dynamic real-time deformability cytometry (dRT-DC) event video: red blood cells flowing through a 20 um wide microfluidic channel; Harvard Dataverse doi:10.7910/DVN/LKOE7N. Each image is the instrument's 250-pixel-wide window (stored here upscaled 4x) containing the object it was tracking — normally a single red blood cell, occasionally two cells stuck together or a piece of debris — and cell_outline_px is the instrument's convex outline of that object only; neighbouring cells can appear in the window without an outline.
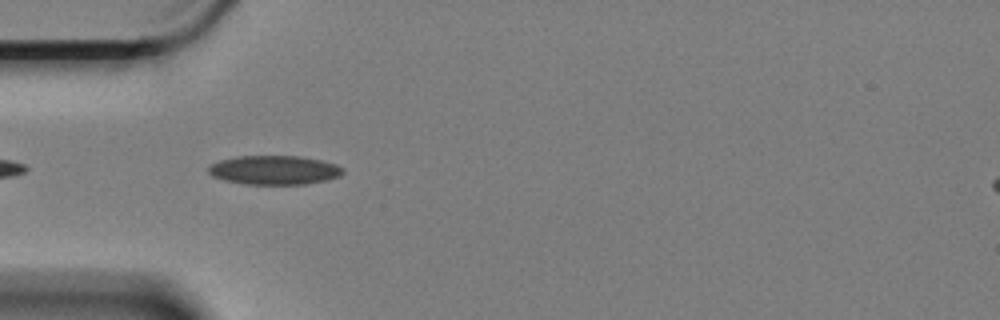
{"species": "Egyptian fruit bat (a non-hibernating species)", "species_latin": "Rousettus aegyptiacus", "temperature_condition": "cold", "stored_images_in_passage": 35, "camera_frame_rate_fps": 3000, "um_per_image_px": 0.085, "animal": {"sex": "female"}, "frame": {"image": 1, "passage_image": 3, "time_ms": 0.667, "image_size_px": [1000, 320], "cell_outline_px": [[344, 172], [340, 176], [324, 180], [304, 184], [244, 184], [224, 180], [212, 176], [208, 172], [208, 168], [212, 164], [220, 160], [240, 156], [296, 156], [320, 160], [336, 164], [344, 168]], "centroid_in_image_um": [23.31, 14.46], "position_along_channel_um": 61.7, "area_um2": 22.6}}
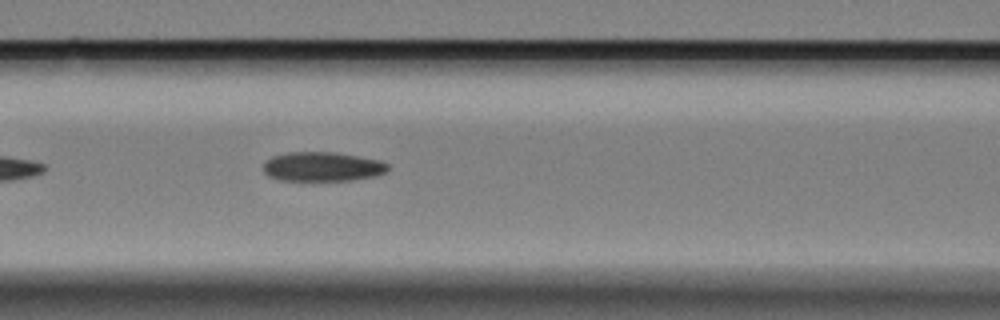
{"frame": {"image": 2, "passage_image": 10, "time_ms": 3.0, "image_size_px": [1000, 320], "cell_outline_px": [[388, 168], [384, 172], [372, 176], [348, 180], [280, 180], [268, 176], [264, 172], [264, 160], [272, 156], [288, 152], [336, 152], [380, 160], [388, 164]], "centroid_in_image_um": [27.35, 14.15], "position_along_channel_um": 139.3, "area_um2": 21.15}}
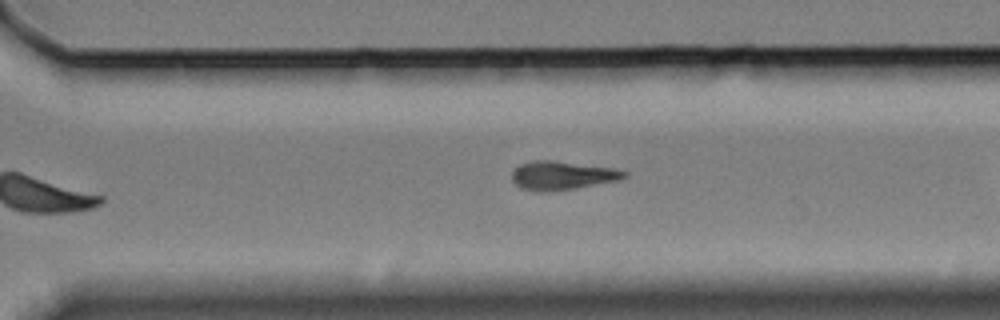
{"frame": {"image": 3, "passage_image": 20, "time_ms": 6.333, "image_size_px": [1000, 320], "cell_outline_px": [[628, 176], [620, 180], [576, 188], [552, 192], [540, 192], [520, 188], [512, 180], [512, 172], [520, 164], [536, 160], [552, 160], [612, 168], [628, 172]], "centroid_in_image_um": [47.79, 14.93], "position_along_channel_um": 322.8, "area_um2": 18.79}, "authors_computed_cell_mechanics": {"area_um2": 20.6924, "velocity_mm_per_s": 3.3813, "shape_relaxation_time_tau1_ms": 1.3704, "shape_relaxation_time_tau2_ms": null, "deformation_change_tau1": 0.0395, "deformation_change_tau2": null}}